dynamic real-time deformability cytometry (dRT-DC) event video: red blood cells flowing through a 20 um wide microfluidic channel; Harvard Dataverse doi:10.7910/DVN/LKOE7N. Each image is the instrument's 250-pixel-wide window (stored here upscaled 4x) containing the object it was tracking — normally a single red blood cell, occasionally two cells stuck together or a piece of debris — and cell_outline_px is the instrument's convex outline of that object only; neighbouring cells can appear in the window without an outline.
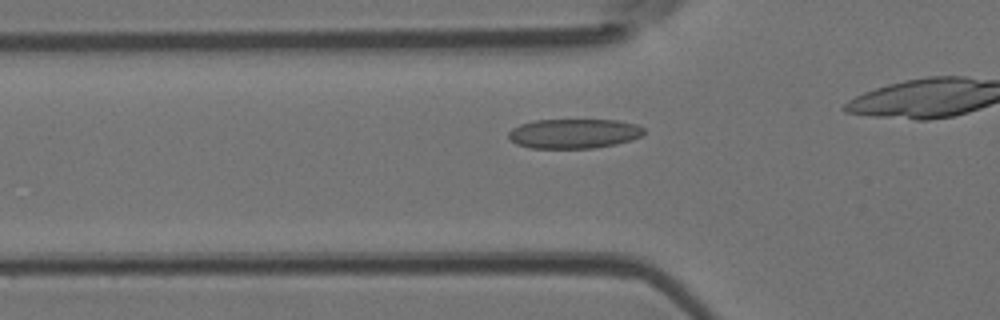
{"species": "Egyptian fruit bat (a non-hibernating species)", "species_latin": "Rousettus aegyptiacus", "temperature_condition": "room temperature", "stored_images_in_passage": 23, "camera_frame_rate_fps": 3000, "um_per_image_px": 0.085, "animal": {"sex": "female"}, "frame": {"image": 1, "passage_image": 10, "time_ms": 3.0, "image_size_px": [1000, 320], "cell_outline_px": [[644, 132], [640, 136], [632, 140], [616, 144], [592, 148], [532, 148], [516, 144], [508, 136], [508, 132], [512, 128], [520, 124], [536, 120], [616, 120], [636, 124], [644, 128]], "centroid_in_image_um": [48.78, 11.35], "position_along_channel_um": 77.0, "area_um2": 23.29}}
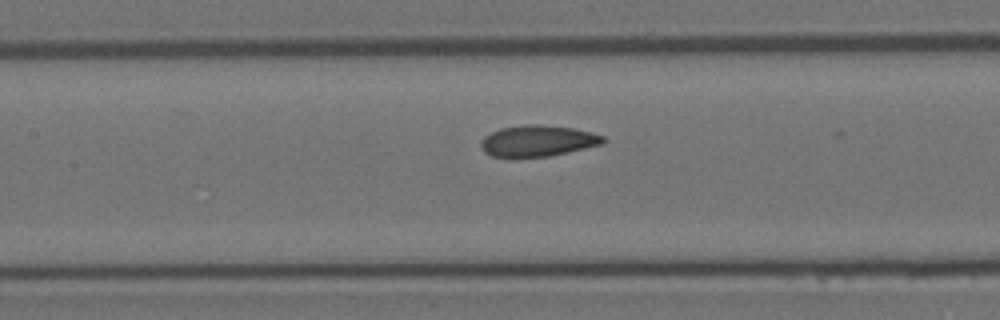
{"frame": {"image": 2, "passage_image": 16, "time_ms": 5.0, "image_size_px": [1000, 320], "cell_outline_px": [[608, 140], [604, 144], [548, 156], [492, 156], [484, 152], [480, 144], [480, 140], [484, 136], [500, 128], [524, 124], [536, 124], [572, 128], [592, 132], [604, 136]], "centroid_in_image_um": [45.73, 11.95], "position_along_channel_um": 161.7, "area_um2": 22.08}}
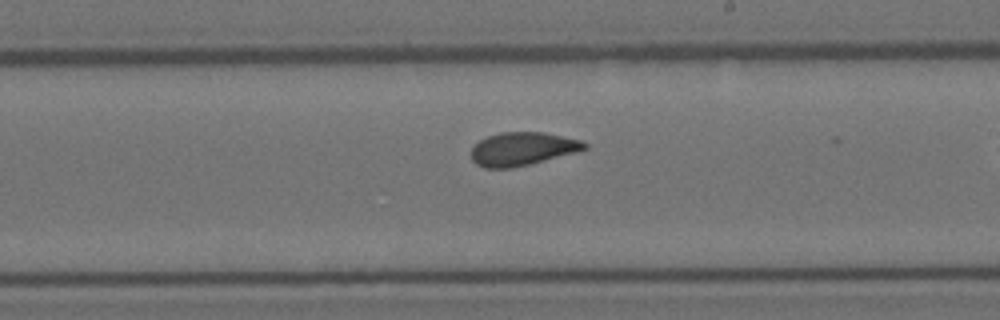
{"frame": {"image": 3, "passage_image": 22, "time_ms": 7.0, "image_size_px": [1000, 320], "cell_outline_px": [[588, 148], [576, 152], [512, 168], [484, 168], [476, 164], [472, 160], [472, 148], [480, 140], [488, 136], [500, 132], [544, 132], [580, 140], [588, 144]], "centroid_in_image_um": [44.4, 12.65], "position_along_channel_um": 244.6, "area_um2": 21.79}}